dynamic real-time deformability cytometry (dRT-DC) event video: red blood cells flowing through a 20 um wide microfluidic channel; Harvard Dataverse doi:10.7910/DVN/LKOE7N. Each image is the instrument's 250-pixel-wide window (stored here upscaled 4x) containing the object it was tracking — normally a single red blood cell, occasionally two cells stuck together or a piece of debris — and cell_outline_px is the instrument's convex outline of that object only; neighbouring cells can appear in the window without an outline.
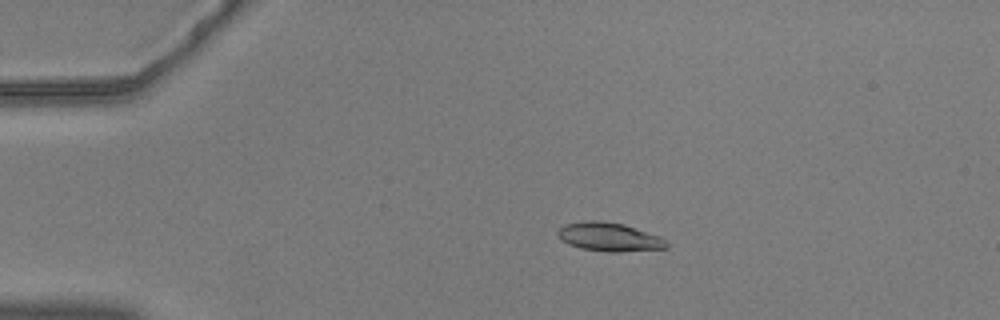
{"species": "common noctule bat (a hibernating species)", "species_latin": "Nyctalus noctula", "temperature_condition": "warm", "stored_images_in_passage": 16, "camera_frame_rate_fps": 3000, "um_per_image_px": 0.085, "animal": {"sex": "male", "body_mass_g": 20.5, "forearm_length_mm": 52.5}, "frame": {"image": 1, "passage_image": 13, "time_ms": 4.0, "image_size_px": [1000, 320], "cell_outline_px": [[668, 248], [616, 252], [612, 252], [580, 248], [568, 244], [560, 240], [556, 236], [556, 232], [564, 224], [588, 220], [596, 220], [624, 224], [660, 236], [668, 244]], "centroid_in_image_um": [51.74, 20.13], "position_along_channel_um": 33.3, "area_um2": 18.21}}